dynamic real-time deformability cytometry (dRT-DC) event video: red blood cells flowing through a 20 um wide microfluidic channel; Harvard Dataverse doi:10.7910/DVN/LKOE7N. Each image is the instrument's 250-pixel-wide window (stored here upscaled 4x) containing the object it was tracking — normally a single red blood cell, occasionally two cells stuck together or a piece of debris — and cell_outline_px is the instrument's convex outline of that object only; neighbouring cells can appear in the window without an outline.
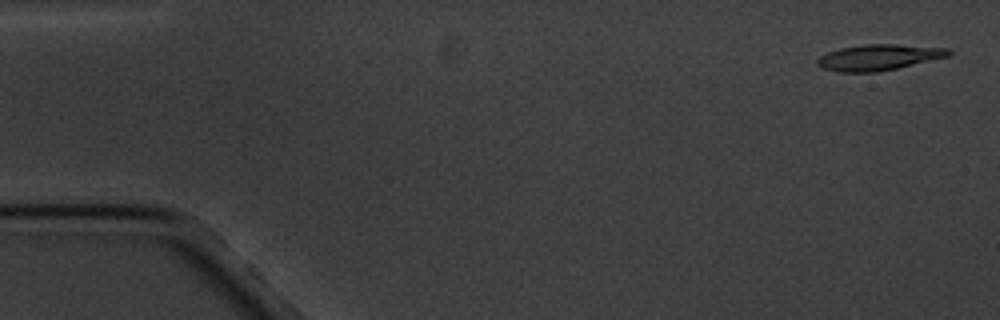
{"species": "common noctule bat (a hibernating species)", "species_latin": "Nyctalus noctula", "temperature_condition": "cold", "stored_images_in_passage": 8, "camera_frame_rate_fps": 3000, "um_per_image_px": 0.085, "animal": {"sex": "male", "body_mass_g": 20.1, "forearm_length_mm": 53.5}, "frame": {"image": 1, "passage_image": 1, "time_ms": 0.0, "image_size_px": [1000, 320], "cell_outline_px": [[952, 52], [948, 56], [880, 72], [840, 72], [824, 68], [816, 64], [816, 60], [820, 56], [828, 52], [840, 48], [864, 44], [896, 44], [948, 48]], "centroid_in_image_um": [74.67, 4.87], "position_along_channel_um": 10.3, "area_um2": 19.71}}
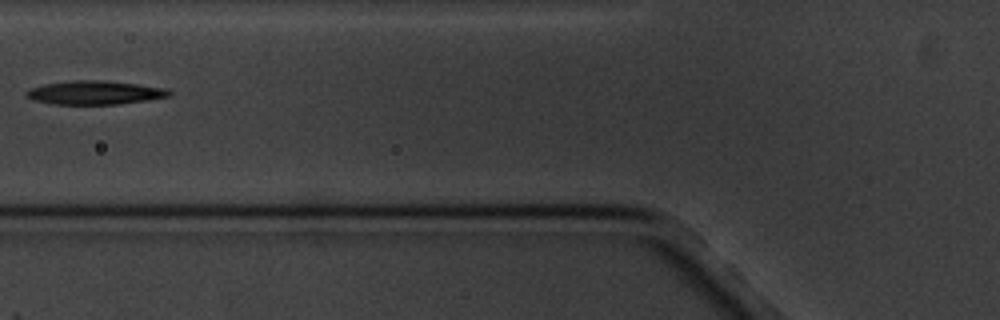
{"frame": {"image": 2, "passage_image": 6, "time_ms": 6.667, "image_size_px": [1000, 320], "cell_outline_px": [[172, 92], [168, 96], [144, 100], [116, 104], [52, 104], [32, 100], [24, 96], [24, 92], [28, 88], [44, 84], [72, 80], [100, 80], [136, 84], [168, 88]], "centroid_in_image_um": [7.96, 7.87], "position_along_channel_um": 117.8, "area_um2": 19.71}}
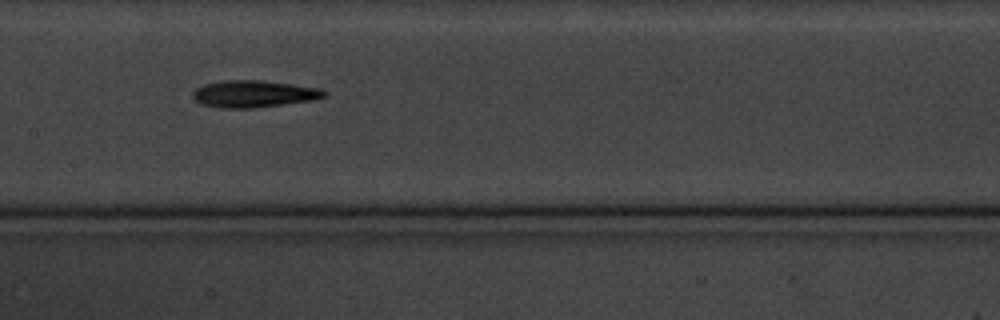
{"frame": {"image": 3, "passage_image": 8, "time_ms": 8.667, "image_size_px": [1000, 320], "cell_outline_px": [[328, 96], [312, 100], [252, 108], [220, 108], [200, 104], [192, 96], [192, 92], [196, 88], [204, 84], [224, 80], [260, 80], [292, 84], [320, 88], [328, 92]], "centroid_in_image_um": [21.56, 7.97], "position_along_channel_um": 185.8, "area_um2": 20.69}}